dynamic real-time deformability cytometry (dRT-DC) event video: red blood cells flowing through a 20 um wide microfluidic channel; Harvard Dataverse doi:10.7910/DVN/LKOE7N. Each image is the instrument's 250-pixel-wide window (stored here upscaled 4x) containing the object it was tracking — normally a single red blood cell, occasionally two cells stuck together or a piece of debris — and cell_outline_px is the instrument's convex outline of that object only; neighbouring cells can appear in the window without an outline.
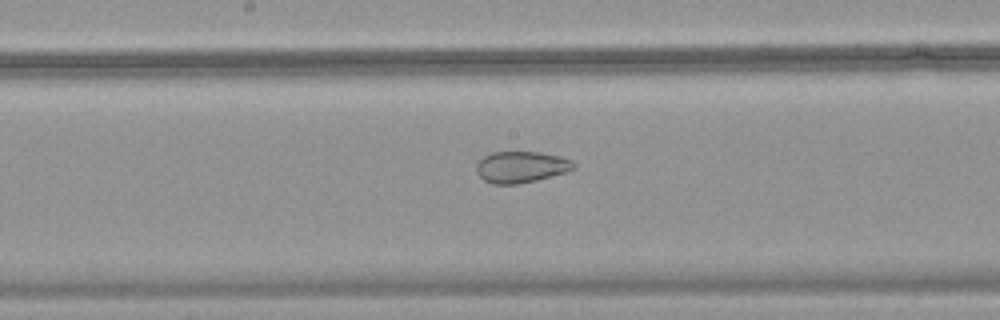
{"species": "common noctule bat (a hibernating species)", "species_latin": "Nyctalus noctula", "temperature_condition": "warm", "stored_images_in_passage": 50, "camera_frame_rate_fps": 3000, "um_per_image_px": 0.085, "animal": {"sex": "female", "body_mass_g": 18.4}, "frame": {"image": 1, "passage_image": 27, "time_ms": 8.667, "image_size_px": [1000, 320], "cell_outline_px": [[576, 168], [564, 172], [536, 180], [516, 184], [492, 184], [484, 180], [476, 172], [476, 164], [484, 156], [492, 152], [540, 152], [560, 156], [572, 160], [576, 164]], "centroid_in_image_um": [44.29, 14.18], "position_along_channel_um": 203.9, "area_um2": 17.74}}
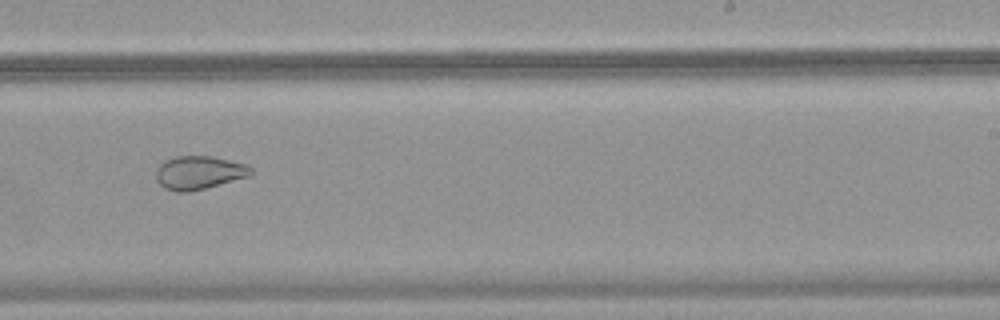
{"frame": {"image": 2, "passage_image": 32, "time_ms": 10.333, "image_size_px": [1000, 320], "cell_outline_px": [[252, 172], [248, 176], [204, 188], [188, 192], [176, 192], [164, 188], [156, 180], [156, 172], [160, 164], [164, 160], [176, 156], [212, 156], [244, 164], [252, 168]], "centroid_in_image_um": [16.86, 14.67], "position_along_channel_um": 272.1, "area_um2": 18.21}}
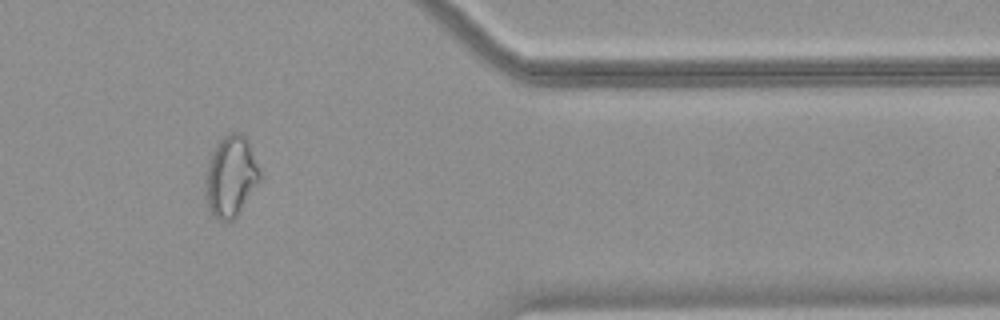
{"frame": {"image": 3, "passage_image": 42, "time_ms": 13.667, "image_size_px": [1000, 320], "cell_outline_px": [[264, 172], [260, 180], [236, 216], [232, 220], [220, 220], [212, 216], [208, 208], [204, 176], [204, 172], [212, 148], [228, 132], [240, 132], [248, 140]], "centroid_in_image_um": [19.63, 14.94], "position_along_channel_um": 391.8, "area_um2": 26.3}}